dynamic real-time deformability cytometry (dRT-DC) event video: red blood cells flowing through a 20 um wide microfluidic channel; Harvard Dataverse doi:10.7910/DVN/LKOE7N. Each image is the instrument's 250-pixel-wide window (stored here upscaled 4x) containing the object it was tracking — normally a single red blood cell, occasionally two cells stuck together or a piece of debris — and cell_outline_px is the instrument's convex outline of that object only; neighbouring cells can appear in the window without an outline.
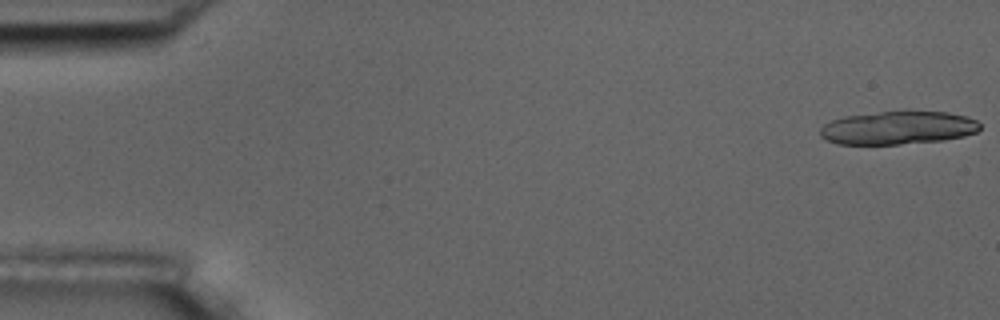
{"species": "common noctule bat (a hibernating species)", "species_latin": "Nyctalus noctula", "temperature_condition": "room temperature", "stored_images_in_passage": 10, "camera_frame_rate_fps": 3000, "um_per_image_px": 0.085, "animal": {"sex": "male", "body_mass_g": 17.5, "forearm_length_mm": 52.3}, "frame": {"image": 1, "passage_image": 1, "time_ms": 0.0, "image_size_px": [1000, 320], "cell_outline_px": [[980, 128], [976, 132], [964, 136], [944, 140], [900, 144], [836, 144], [820, 136], [820, 128], [824, 124], [832, 120], [844, 116], [900, 108], [908, 108], [948, 112], [964, 116], [976, 120], [980, 124]], "centroid_in_image_um": [76.33, 10.81], "position_along_channel_um": 8.7, "area_um2": 32.02}}
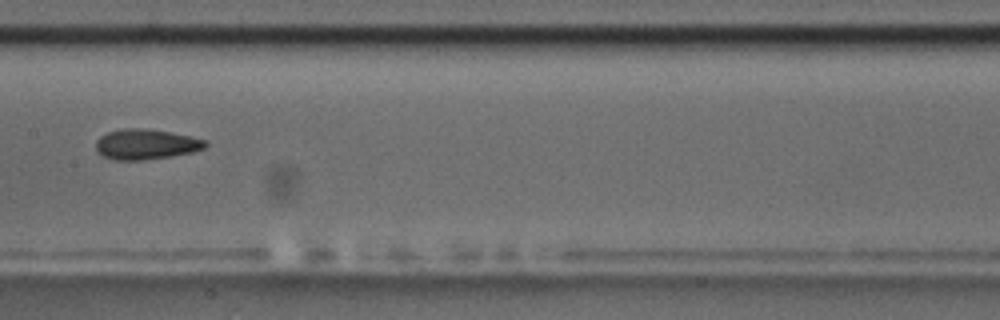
{"frame": {"image": 2, "passage_image": 9, "time_ms": 2.667, "image_size_px": [1000, 320], "cell_outline_px": [[208, 144], [204, 148], [192, 152], [168, 156], [140, 160], [116, 160], [104, 156], [96, 152], [96, 140], [100, 136], [108, 132], [124, 128], [140, 128], [168, 132], [192, 136], [208, 140]], "centroid_in_image_um": [12.4, 12.26], "position_along_channel_um": 195.0, "area_um2": 19.19}}
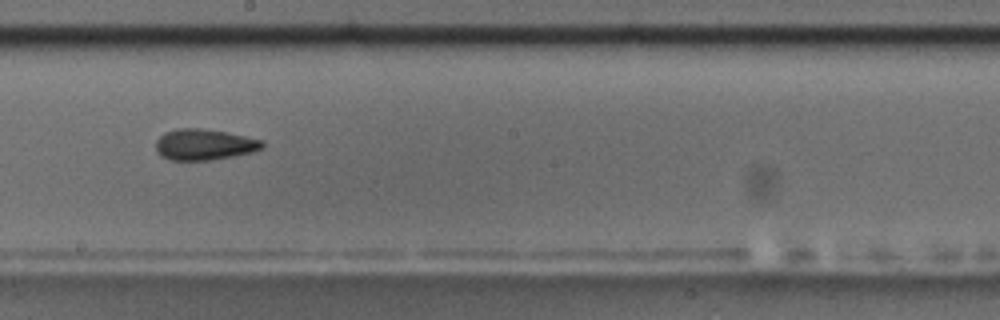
{"frame": {"image": 3, "passage_image": 10, "time_ms": 3.0, "image_size_px": [1000, 320], "cell_outline_px": [[264, 148], [252, 152], [212, 160], [168, 160], [160, 156], [156, 152], [156, 140], [164, 132], [176, 128], [200, 128], [224, 132], [264, 140]], "centroid_in_image_um": [17.33, 12.29], "position_along_channel_um": 230.9, "area_um2": 19.36}}